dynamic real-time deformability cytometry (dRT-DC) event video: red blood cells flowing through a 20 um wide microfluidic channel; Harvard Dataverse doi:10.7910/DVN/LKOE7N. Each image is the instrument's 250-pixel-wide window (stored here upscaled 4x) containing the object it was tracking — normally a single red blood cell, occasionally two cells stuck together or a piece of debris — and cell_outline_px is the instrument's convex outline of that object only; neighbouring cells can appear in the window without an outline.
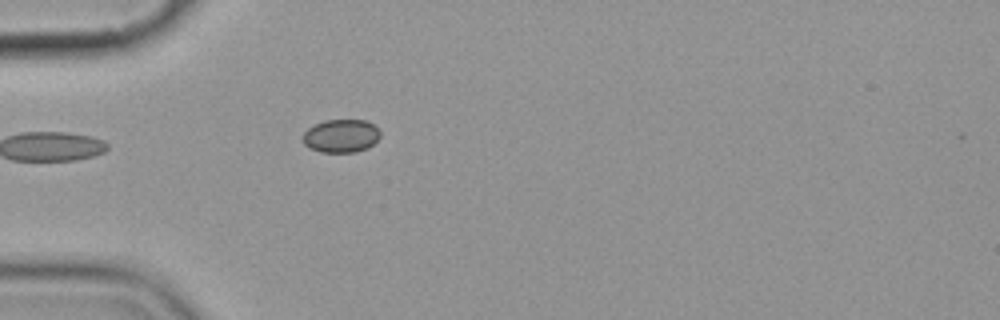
{"species": "common noctule bat (a hibernating species)", "species_latin": "Nyctalus noctula", "temperature_condition": "cold", "stored_images_in_passage": 1, "camera_frame_rate_fps": 3000, "um_per_image_px": 0.085, "animal": {"sex": "female", "body_mass_g": 19.9}, "frame": {"image": 1, "passage_image": 1, "time_ms": 0.0, "image_size_px": [1000, 320], "cell_outline_px": [[380, 136], [368, 148], [356, 152], [320, 152], [308, 148], [300, 140], [300, 136], [308, 128], [324, 120], [364, 120], [372, 124], [380, 132]], "centroid_in_image_um": [28.92, 11.56], "position_along_channel_um": 56.1, "area_um2": 15.09}}